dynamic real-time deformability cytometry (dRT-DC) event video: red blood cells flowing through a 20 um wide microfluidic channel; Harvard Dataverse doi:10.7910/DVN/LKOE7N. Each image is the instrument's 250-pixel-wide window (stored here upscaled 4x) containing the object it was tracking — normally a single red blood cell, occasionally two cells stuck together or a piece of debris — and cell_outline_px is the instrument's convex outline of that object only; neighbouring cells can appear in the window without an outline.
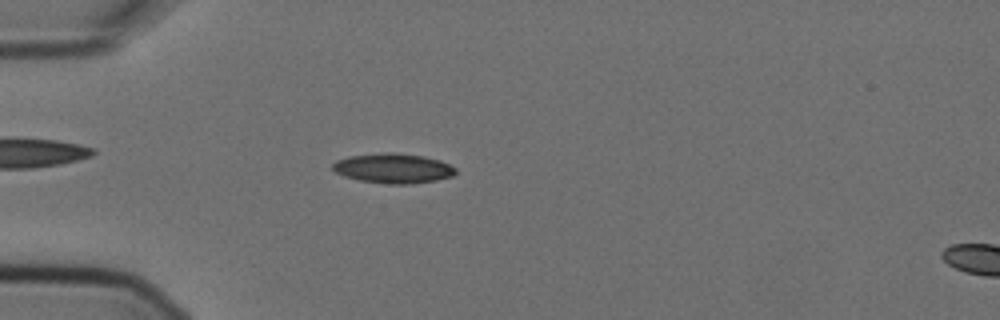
{"species": "Egyptian fruit bat (a non-hibernating species)", "species_latin": "Rousettus aegyptiacus", "temperature_condition": "cold", "stored_images_in_passage": 2, "segment_of_instrument_passage": [1, 2], "camera_frame_rate_fps": 3000, "um_per_image_px": 0.085, "animal": {"sex": "female"}, "frame": {"image": 1, "passage_image": 1, "time_ms": 0.0, "image_size_px": [1000, 320], "cell_outline_px": [[456, 172], [452, 176], [436, 180], [412, 184], [388, 184], [360, 180], [344, 176], [336, 172], [332, 168], [332, 164], [336, 160], [348, 156], [388, 152], [392, 152], [424, 156], [440, 160], [456, 168]], "centroid_in_image_um": [33.42, 14.3], "position_along_channel_um": 51.6, "area_um2": 21.33}}